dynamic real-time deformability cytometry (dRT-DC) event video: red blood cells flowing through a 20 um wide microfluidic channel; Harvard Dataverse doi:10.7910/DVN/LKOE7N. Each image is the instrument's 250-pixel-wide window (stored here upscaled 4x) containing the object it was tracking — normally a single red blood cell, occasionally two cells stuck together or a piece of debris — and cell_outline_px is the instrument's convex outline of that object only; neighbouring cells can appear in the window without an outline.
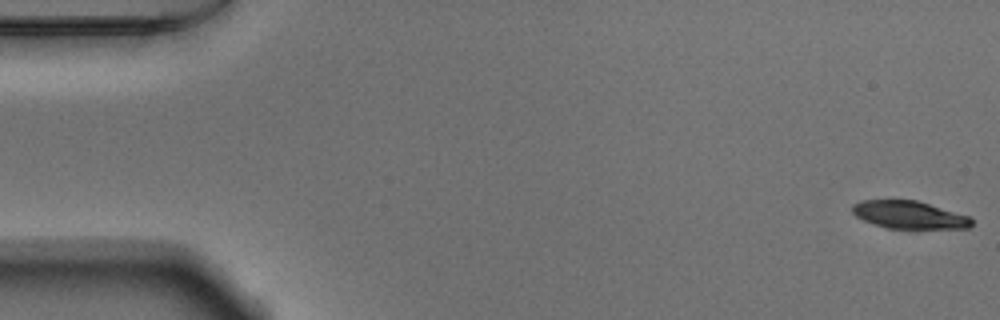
{"species": "Egyptian fruit bat (a non-hibernating species)", "species_latin": "Rousettus aegyptiacus", "temperature_condition": "warm", "stored_images_in_passage": 53, "camera_frame_rate_fps": 3000, "um_per_image_px": 0.085, "animal": {"sex": "male"}, "frame": {"image": 1, "passage_image": 1, "time_ms": 0.0, "image_size_px": [1000, 320], "cell_outline_px": [[972, 224], [968, 228], [888, 228], [872, 224], [856, 216], [852, 212], [852, 204], [860, 200], [916, 200], [968, 216], [972, 220]], "centroid_in_image_um": [77.22, 18.26], "position_along_channel_um": 7.8, "area_um2": 19.02}}
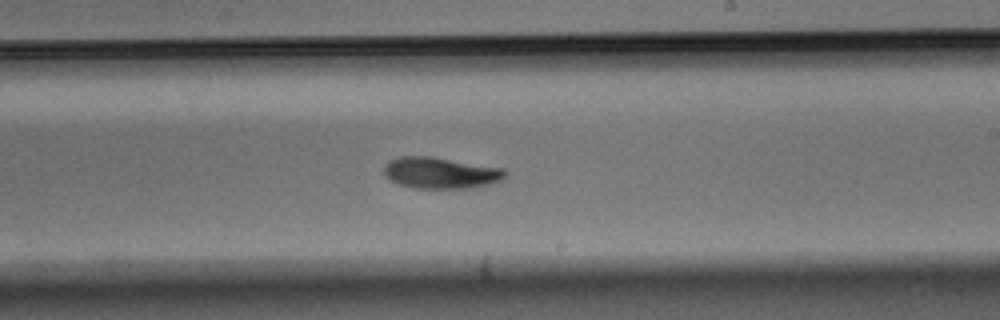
{"frame": {"image": 2, "passage_image": 31, "time_ms": 10.0, "image_size_px": [1000, 320], "cell_outline_px": [[508, 172], [504, 180], [472, 188], [412, 188], [400, 184], [384, 176], [384, 164], [388, 160], [400, 156], [432, 156], [504, 168]], "centroid_in_image_um": [37.47, 14.68], "position_along_channel_um": 251.5, "area_um2": 22.43}}
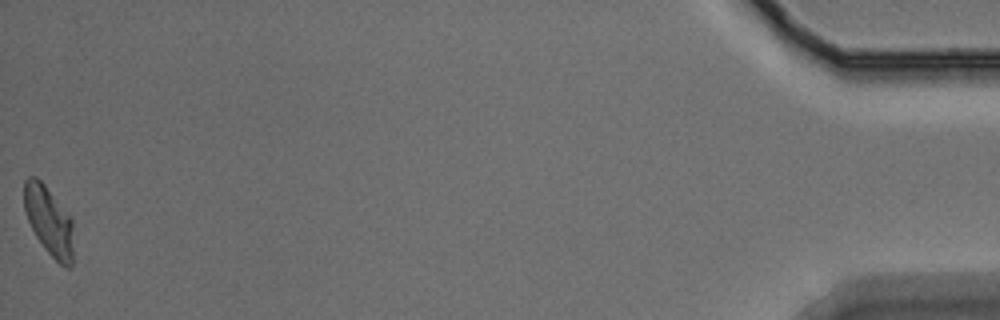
{"frame": {"image": 3, "passage_image": 53, "time_ms": 17.333, "image_size_px": [1000, 320], "cell_outline_px": [[72, 268], [64, 268], [44, 248], [36, 236], [28, 220], [24, 208], [24, 180], [28, 176], [36, 176], [44, 184], [72, 216]], "centroid_in_image_um": [4.16, 18.76], "position_along_channel_um": 431.0, "area_um2": 19.94}, "authors_computed_cell_mechanics": {"area_um2": 21.3282, "velocity_mm_per_s": 3.7987, "shape_relaxation_time_tau1_ms": 3.1631, "shape_relaxation_time_tau2_ms": null, "deformation_change_tau1": 0.1574, "deformation_change_tau2": null}}